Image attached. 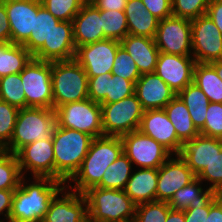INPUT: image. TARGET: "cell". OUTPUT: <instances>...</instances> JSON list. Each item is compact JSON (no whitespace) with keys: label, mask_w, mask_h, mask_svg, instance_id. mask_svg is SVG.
<instances>
[{"label":"cell","mask_w":222,"mask_h":222,"mask_svg":"<svg viewBox=\"0 0 222 222\" xmlns=\"http://www.w3.org/2000/svg\"><path fill=\"white\" fill-rule=\"evenodd\" d=\"M23 46L38 60L55 62L75 59L72 21H60L39 0L34 32Z\"/></svg>","instance_id":"1"},{"label":"cell","mask_w":222,"mask_h":222,"mask_svg":"<svg viewBox=\"0 0 222 222\" xmlns=\"http://www.w3.org/2000/svg\"><path fill=\"white\" fill-rule=\"evenodd\" d=\"M33 180L27 185L24 176L21 177L12 198L9 222H42L52 199L66 187L51 177L33 176Z\"/></svg>","instance_id":"2"},{"label":"cell","mask_w":222,"mask_h":222,"mask_svg":"<svg viewBox=\"0 0 222 222\" xmlns=\"http://www.w3.org/2000/svg\"><path fill=\"white\" fill-rule=\"evenodd\" d=\"M122 153L123 144L120 137L103 135L94 138L81 167L70 180L74 181V187L71 184L66 187L80 194L96 187L101 182L104 172Z\"/></svg>","instance_id":"3"},{"label":"cell","mask_w":222,"mask_h":222,"mask_svg":"<svg viewBox=\"0 0 222 222\" xmlns=\"http://www.w3.org/2000/svg\"><path fill=\"white\" fill-rule=\"evenodd\" d=\"M93 139L91 135L78 130L56 126L52 135L55 180L65 185L69 183L81 167Z\"/></svg>","instance_id":"4"},{"label":"cell","mask_w":222,"mask_h":222,"mask_svg":"<svg viewBox=\"0 0 222 222\" xmlns=\"http://www.w3.org/2000/svg\"><path fill=\"white\" fill-rule=\"evenodd\" d=\"M57 126L54 109L27 107L17 114L14 133L3 151L16 154L25 145L38 140H49Z\"/></svg>","instance_id":"5"},{"label":"cell","mask_w":222,"mask_h":222,"mask_svg":"<svg viewBox=\"0 0 222 222\" xmlns=\"http://www.w3.org/2000/svg\"><path fill=\"white\" fill-rule=\"evenodd\" d=\"M84 196L89 222H133L136 204L124 190L93 187Z\"/></svg>","instance_id":"6"},{"label":"cell","mask_w":222,"mask_h":222,"mask_svg":"<svg viewBox=\"0 0 222 222\" xmlns=\"http://www.w3.org/2000/svg\"><path fill=\"white\" fill-rule=\"evenodd\" d=\"M53 109L88 99V76L75 60L52 62Z\"/></svg>","instance_id":"7"},{"label":"cell","mask_w":222,"mask_h":222,"mask_svg":"<svg viewBox=\"0 0 222 222\" xmlns=\"http://www.w3.org/2000/svg\"><path fill=\"white\" fill-rule=\"evenodd\" d=\"M104 135L121 137L139 129L144 113L136 94L114 103H100Z\"/></svg>","instance_id":"8"},{"label":"cell","mask_w":222,"mask_h":222,"mask_svg":"<svg viewBox=\"0 0 222 222\" xmlns=\"http://www.w3.org/2000/svg\"><path fill=\"white\" fill-rule=\"evenodd\" d=\"M57 125L62 128L78 130L92 137L103 136L100 103L91 99L75 101L55 109Z\"/></svg>","instance_id":"9"},{"label":"cell","mask_w":222,"mask_h":222,"mask_svg":"<svg viewBox=\"0 0 222 222\" xmlns=\"http://www.w3.org/2000/svg\"><path fill=\"white\" fill-rule=\"evenodd\" d=\"M52 62L32 58L21 71V80L26 97V108L53 109Z\"/></svg>","instance_id":"10"},{"label":"cell","mask_w":222,"mask_h":222,"mask_svg":"<svg viewBox=\"0 0 222 222\" xmlns=\"http://www.w3.org/2000/svg\"><path fill=\"white\" fill-rule=\"evenodd\" d=\"M123 153L139 168L159 169L173 154L153 138L139 130L120 137Z\"/></svg>","instance_id":"11"},{"label":"cell","mask_w":222,"mask_h":222,"mask_svg":"<svg viewBox=\"0 0 222 222\" xmlns=\"http://www.w3.org/2000/svg\"><path fill=\"white\" fill-rule=\"evenodd\" d=\"M191 41L197 63L222 59V34L207 14L191 20Z\"/></svg>","instance_id":"12"},{"label":"cell","mask_w":222,"mask_h":222,"mask_svg":"<svg viewBox=\"0 0 222 222\" xmlns=\"http://www.w3.org/2000/svg\"><path fill=\"white\" fill-rule=\"evenodd\" d=\"M154 40L160 52L192 55L191 20L175 16L159 20Z\"/></svg>","instance_id":"13"},{"label":"cell","mask_w":222,"mask_h":222,"mask_svg":"<svg viewBox=\"0 0 222 222\" xmlns=\"http://www.w3.org/2000/svg\"><path fill=\"white\" fill-rule=\"evenodd\" d=\"M120 41L103 39L76 49L75 60L83 67L88 78L111 73Z\"/></svg>","instance_id":"14"},{"label":"cell","mask_w":222,"mask_h":222,"mask_svg":"<svg viewBox=\"0 0 222 222\" xmlns=\"http://www.w3.org/2000/svg\"><path fill=\"white\" fill-rule=\"evenodd\" d=\"M196 63L192 55L160 52L154 72L178 94L193 82Z\"/></svg>","instance_id":"15"},{"label":"cell","mask_w":222,"mask_h":222,"mask_svg":"<svg viewBox=\"0 0 222 222\" xmlns=\"http://www.w3.org/2000/svg\"><path fill=\"white\" fill-rule=\"evenodd\" d=\"M22 176L30 170L34 177L54 179V148L52 137L25 145L16 153Z\"/></svg>","instance_id":"16"},{"label":"cell","mask_w":222,"mask_h":222,"mask_svg":"<svg viewBox=\"0 0 222 222\" xmlns=\"http://www.w3.org/2000/svg\"><path fill=\"white\" fill-rule=\"evenodd\" d=\"M144 135L153 138L174 155L179 154L182 141L177 137L176 129L164 109L146 110L138 129Z\"/></svg>","instance_id":"17"},{"label":"cell","mask_w":222,"mask_h":222,"mask_svg":"<svg viewBox=\"0 0 222 222\" xmlns=\"http://www.w3.org/2000/svg\"><path fill=\"white\" fill-rule=\"evenodd\" d=\"M10 23L11 43L23 45L34 32L39 0H4Z\"/></svg>","instance_id":"18"},{"label":"cell","mask_w":222,"mask_h":222,"mask_svg":"<svg viewBox=\"0 0 222 222\" xmlns=\"http://www.w3.org/2000/svg\"><path fill=\"white\" fill-rule=\"evenodd\" d=\"M172 156L158 169L156 201L168 202L176 191L192 182L196 176L179 156Z\"/></svg>","instance_id":"19"},{"label":"cell","mask_w":222,"mask_h":222,"mask_svg":"<svg viewBox=\"0 0 222 222\" xmlns=\"http://www.w3.org/2000/svg\"><path fill=\"white\" fill-rule=\"evenodd\" d=\"M61 190L62 197L57 194L51 201L45 218L42 222H87V200L79 192ZM66 192H63V191ZM85 207V208H84Z\"/></svg>","instance_id":"20"},{"label":"cell","mask_w":222,"mask_h":222,"mask_svg":"<svg viewBox=\"0 0 222 222\" xmlns=\"http://www.w3.org/2000/svg\"><path fill=\"white\" fill-rule=\"evenodd\" d=\"M135 84L111 73L88 78V98L97 103H114L134 94Z\"/></svg>","instance_id":"21"},{"label":"cell","mask_w":222,"mask_h":222,"mask_svg":"<svg viewBox=\"0 0 222 222\" xmlns=\"http://www.w3.org/2000/svg\"><path fill=\"white\" fill-rule=\"evenodd\" d=\"M134 93L144 111L164 109L177 95L155 72L142 74L135 83Z\"/></svg>","instance_id":"22"},{"label":"cell","mask_w":222,"mask_h":222,"mask_svg":"<svg viewBox=\"0 0 222 222\" xmlns=\"http://www.w3.org/2000/svg\"><path fill=\"white\" fill-rule=\"evenodd\" d=\"M222 150V139L199 134L192 140L182 143L179 156L187 163L189 169L197 176L205 169L216 152Z\"/></svg>","instance_id":"23"},{"label":"cell","mask_w":222,"mask_h":222,"mask_svg":"<svg viewBox=\"0 0 222 222\" xmlns=\"http://www.w3.org/2000/svg\"><path fill=\"white\" fill-rule=\"evenodd\" d=\"M76 49L82 45L106 39L101 23V10L94 4L83 5L72 20Z\"/></svg>","instance_id":"24"},{"label":"cell","mask_w":222,"mask_h":222,"mask_svg":"<svg viewBox=\"0 0 222 222\" xmlns=\"http://www.w3.org/2000/svg\"><path fill=\"white\" fill-rule=\"evenodd\" d=\"M120 43L137 64L141 75L155 71L160 51L154 38L128 34Z\"/></svg>","instance_id":"25"},{"label":"cell","mask_w":222,"mask_h":222,"mask_svg":"<svg viewBox=\"0 0 222 222\" xmlns=\"http://www.w3.org/2000/svg\"><path fill=\"white\" fill-rule=\"evenodd\" d=\"M157 185L158 169L140 168L132 172L124 191L138 205L156 201Z\"/></svg>","instance_id":"26"},{"label":"cell","mask_w":222,"mask_h":222,"mask_svg":"<svg viewBox=\"0 0 222 222\" xmlns=\"http://www.w3.org/2000/svg\"><path fill=\"white\" fill-rule=\"evenodd\" d=\"M124 12L129 34L155 38L159 19L146 9L142 0H127Z\"/></svg>","instance_id":"27"},{"label":"cell","mask_w":222,"mask_h":222,"mask_svg":"<svg viewBox=\"0 0 222 222\" xmlns=\"http://www.w3.org/2000/svg\"><path fill=\"white\" fill-rule=\"evenodd\" d=\"M201 183L202 181L196 177L188 185L176 191L167 202L171 209L184 211L190 207L203 208L207 206L218 193L209 188L204 190Z\"/></svg>","instance_id":"28"},{"label":"cell","mask_w":222,"mask_h":222,"mask_svg":"<svg viewBox=\"0 0 222 222\" xmlns=\"http://www.w3.org/2000/svg\"><path fill=\"white\" fill-rule=\"evenodd\" d=\"M164 110L182 142L192 140L200 134L192 122L186 105L177 95L164 107Z\"/></svg>","instance_id":"29"},{"label":"cell","mask_w":222,"mask_h":222,"mask_svg":"<svg viewBox=\"0 0 222 222\" xmlns=\"http://www.w3.org/2000/svg\"><path fill=\"white\" fill-rule=\"evenodd\" d=\"M32 58L33 55L23 45L0 43V78L20 73Z\"/></svg>","instance_id":"30"},{"label":"cell","mask_w":222,"mask_h":222,"mask_svg":"<svg viewBox=\"0 0 222 222\" xmlns=\"http://www.w3.org/2000/svg\"><path fill=\"white\" fill-rule=\"evenodd\" d=\"M177 96L186 105L194 126L200 131L205 124L210 103L206 94L194 83L187 85Z\"/></svg>","instance_id":"31"},{"label":"cell","mask_w":222,"mask_h":222,"mask_svg":"<svg viewBox=\"0 0 222 222\" xmlns=\"http://www.w3.org/2000/svg\"><path fill=\"white\" fill-rule=\"evenodd\" d=\"M193 82L212 103H222V80L209 63H196Z\"/></svg>","instance_id":"32"},{"label":"cell","mask_w":222,"mask_h":222,"mask_svg":"<svg viewBox=\"0 0 222 222\" xmlns=\"http://www.w3.org/2000/svg\"><path fill=\"white\" fill-rule=\"evenodd\" d=\"M132 167V162L122 153L104 172L101 182L96 187L124 190L131 177Z\"/></svg>","instance_id":"33"},{"label":"cell","mask_w":222,"mask_h":222,"mask_svg":"<svg viewBox=\"0 0 222 222\" xmlns=\"http://www.w3.org/2000/svg\"><path fill=\"white\" fill-rule=\"evenodd\" d=\"M21 177L16 154L0 150V190H16Z\"/></svg>","instance_id":"34"},{"label":"cell","mask_w":222,"mask_h":222,"mask_svg":"<svg viewBox=\"0 0 222 222\" xmlns=\"http://www.w3.org/2000/svg\"><path fill=\"white\" fill-rule=\"evenodd\" d=\"M0 100L20 108H26V97L21 72L0 78Z\"/></svg>","instance_id":"35"},{"label":"cell","mask_w":222,"mask_h":222,"mask_svg":"<svg viewBox=\"0 0 222 222\" xmlns=\"http://www.w3.org/2000/svg\"><path fill=\"white\" fill-rule=\"evenodd\" d=\"M101 23L106 39L121 41L129 34L124 11L101 10Z\"/></svg>","instance_id":"36"},{"label":"cell","mask_w":222,"mask_h":222,"mask_svg":"<svg viewBox=\"0 0 222 222\" xmlns=\"http://www.w3.org/2000/svg\"><path fill=\"white\" fill-rule=\"evenodd\" d=\"M171 210L165 201H151L136 205L133 222H165Z\"/></svg>","instance_id":"37"},{"label":"cell","mask_w":222,"mask_h":222,"mask_svg":"<svg viewBox=\"0 0 222 222\" xmlns=\"http://www.w3.org/2000/svg\"><path fill=\"white\" fill-rule=\"evenodd\" d=\"M111 74L130 80L134 84L141 76L137 64L122 45L118 47Z\"/></svg>","instance_id":"38"},{"label":"cell","mask_w":222,"mask_h":222,"mask_svg":"<svg viewBox=\"0 0 222 222\" xmlns=\"http://www.w3.org/2000/svg\"><path fill=\"white\" fill-rule=\"evenodd\" d=\"M19 108L0 100V150L11 141Z\"/></svg>","instance_id":"39"},{"label":"cell","mask_w":222,"mask_h":222,"mask_svg":"<svg viewBox=\"0 0 222 222\" xmlns=\"http://www.w3.org/2000/svg\"><path fill=\"white\" fill-rule=\"evenodd\" d=\"M54 17L60 21H72L83 4L81 0H40Z\"/></svg>","instance_id":"40"},{"label":"cell","mask_w":222,"mask_h":222,"mask_svg":"<svg viewBox=\"0 0 222 222\" xmlns=\"http://www.w3.org/2000/svg\"><path fill=\"white\" fill-rule=\"evenodd\" d=\"M172 13L175 17L194 20L207 13L211 0H171Z\"/></svg>","instance_id":"41"},{"label":"cell","mask_w":222,"mask_h":222,"mask_svg":"<svg viewBox=\"0 0 222 222\" xmlns=\"http://www.w3.org/2000/svg\"><path fill=\"white\" fill-rule=\"evenodd\" d=\"M199 133L203 136L222 139V103H209L205 124Z\"/></svg>","instance_id":"42"},{"label":"cell","mask_w":222,"mask_h":222,"mask_svg":"<svg viewBox=\"0 0 222 222\" xmlns=\"http://www.w3.org/2000/svg\"><path fill=\"white\" fill-rule=\"evenodd\" d=\"M200 181H208L212 183L209 189L216 191L222 195V150L216 152L214 158L197 176Z\"/></svg>","instance_id":"43"},{"label":"cell","mask_w":222,"mask_h":222,"mask_svg":"<svg viewBox=\"0 0 222 222\" xmlns=\"http://www.w3.org/2000/svg\"><path fill=\"white\" fill-rule=\"evenodd\" d=\"M146 9L159 20L173 16L171 0H142Z\"/></svg>","instance_id":"44"},{"label":"cell","mask_w":222,"mask_h":222,"mask_svg":"<svg viewBox=\"0 0 222 222\" xmlns=\"http://www.w3.org/2000/svg\"><path fill=\"white\" fill-rule=\"evenodd\" d=\"M11 42L10 23L4 0H0V43Z\"/></svg>","instance_id":"45"},{"label":"cell","mask_w":222,"mask_h":222,"mask_svg":"<svg viewBox=\"0 0 222 222\" xmlns=\"http://www.w3.org/2000/svg\"><path fill=\"white\" fill-rule=\"evenodd\" d=\"M204 222H222V195L218 194L210 202V211Z\"/></svg>","instance_id":"46"},{"label":"cell","mask_w":222,"mask_h":222,"mask_svg":"<svg viewBox=\"0 0 222 222\" xmlns=\"http://www.w3.org/2000/svg\"><path fill=\"white\" fill-rule=\"evenodd\" d=\"M222 34V0H211L206 13Z\"/></svg>","instance_id":"47"},{"label":"cell","mask_w":222,"mask_h":222,"mask_svg":"<svg viewBox=\"0 0 222 222\" xmlns=\"http://www.w3.org/2000/svg\"><path fill=\"white\" fill-rule=\"evenodd\" d=\"M210 211V203L203 208L190 207L184 210L185 222H204Z\"/></svg>","instance_id":"48"},{"label":"cell","mask_w":222,"mask_h":222,"mask_svg":"<svg viewBox=\"0 0 222 222\" xmlns=\"http://www.w3.org/2000/svg\"><path fill=\"white\" fill-rule=\"evenodd\" d=\"M15 190H0V215L4 214L7 221L9 222V216L12 209V198ZM3 222V221H0Z\"/></svg>","instance_id":"49"},{"label":"cell","mask_w":222,"mask_h":222,"mask_svg":"<svg viewBox=\"0 0 222 222\" xmlns=\"http://www.w3.org/2000/svg\"><path fill=\"white\" fill-rule=\"evenodd\" d=\"M127 0H97L94 5L99 10L124 11Z\"/></svg>","instance_id":"50"},{"label":"cell","mask_w":222,"mask_h":222,"mask_svg":"<svg viewBox=\"0 0 222 222\" xmlns=\"http://www.w3.org/2000/svg\"><path fill=\"white\" fill-rule=\"evenodd\" d=\"M165 222H185L184 211L171 209Z\"/></svg>","instance_id":"51"},{"label":"cell","mask_w":222,"mask_h":222,"mask_svg":"<svg viewBox=\"0 0 222 222\" xmlns=\"http://www.w3.org/2000/svg\"><path fill=\"white\" fill-rule=\"evenodd\" d=\"M209 64L215 69L219 78H221V80H222V59L213 61Z\"/></svg>","instance_id":"52"},{"label":"cell","mask_w":222,"mask_h":222,"mask_svg":"<svg viewBox=\"0 0 222 222\" xmlns=\"http://www.w3.org/2000/svg\"><path fill=\"white\" fill-rule=\"evenodd\" d=\"M97 0H81L83 5H92L96 2Z\"/></svg>","instance_id":"53"}]
</instances>
